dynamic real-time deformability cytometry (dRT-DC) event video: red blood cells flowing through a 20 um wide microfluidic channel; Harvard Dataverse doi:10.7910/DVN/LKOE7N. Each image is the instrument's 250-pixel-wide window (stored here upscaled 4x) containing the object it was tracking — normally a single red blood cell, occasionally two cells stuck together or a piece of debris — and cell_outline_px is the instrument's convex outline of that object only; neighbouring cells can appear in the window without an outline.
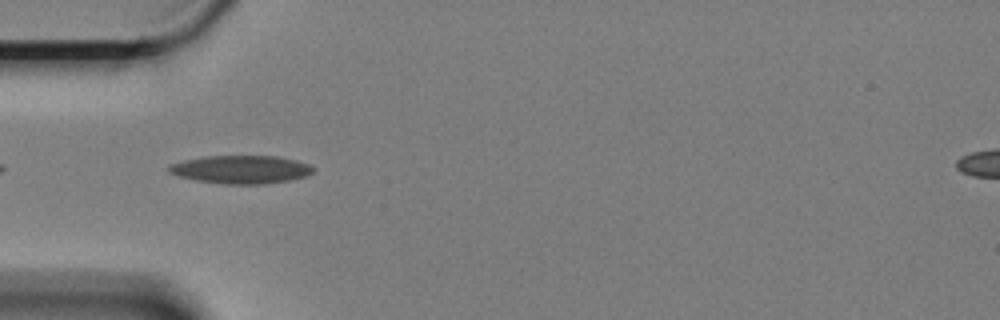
{"species": "Egyptian fruit bat (a non-hibernating species)", "species_latin": "Rousettus aegyptiacus", "temperature_condition": "cold", "stored_images_in_passage": 12, "camera_frame_rate_fps": 3000, "um_per_image_px": 0.085, "animal": {"sex": "female"}, "frame": {"image": 1, "passage_image": 3, "time_ms": 0.667, "image_size_px": [1000, 320], "cell_outline_px": [[316, 168], [308, 176], [288, 180], [264, 184], [224, 184], [196, 180], [180, 176], [168, 172], [168, 168], [172, 164], [184, 160], [204, 156], [276, 156], [296, 160], [308, 164]], "centroid_in_image_um": [20.51, 14.4], "position_along_channel_um": 64.5, "area_um2": 23.58}}
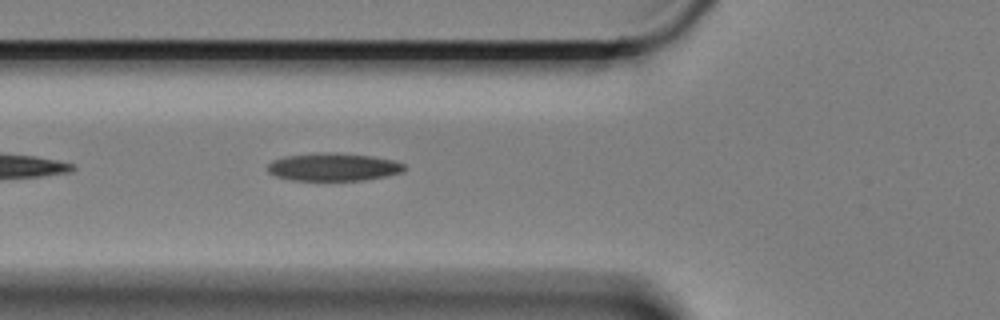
{"frame": {"image": 2, "passage_image": 6, "time_ms": 1.667, "image_size_px": [1000, 320], "cell_outline_px": [[404, 172], [388, 176], [364, 180], [292, 180], [276, 176], [268, 172], [268, 164], [272, 160], [284, 156], [324, 152], [336, 152], [372, 156], [392, 160], [404, 164]], "centroid_in_image_um": [28.34, 14.19], "position_along_channel_um": 97.5, "area_um2": 22.25}}
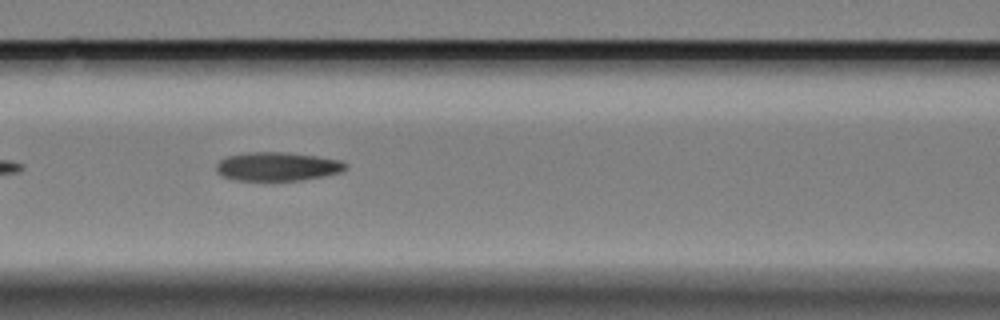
{"frame": {"image": 3, "passage_image": 10, "time_ms": 3.0, "image_size_px": [1000, 320], "cell_outline_px": [[348, 168], [340, 172], [324, 176], [300, 180], [232, 180], [216, 172], [216, 164], [220, 160], [228, 156], [248, 152], [284, 152], [316, 156], [340, 160], [348, 164]], "centroid_in_image_um": [23.58, 14.15], "position_along_channel_um": 143.0, "area_um2": 21.62}}